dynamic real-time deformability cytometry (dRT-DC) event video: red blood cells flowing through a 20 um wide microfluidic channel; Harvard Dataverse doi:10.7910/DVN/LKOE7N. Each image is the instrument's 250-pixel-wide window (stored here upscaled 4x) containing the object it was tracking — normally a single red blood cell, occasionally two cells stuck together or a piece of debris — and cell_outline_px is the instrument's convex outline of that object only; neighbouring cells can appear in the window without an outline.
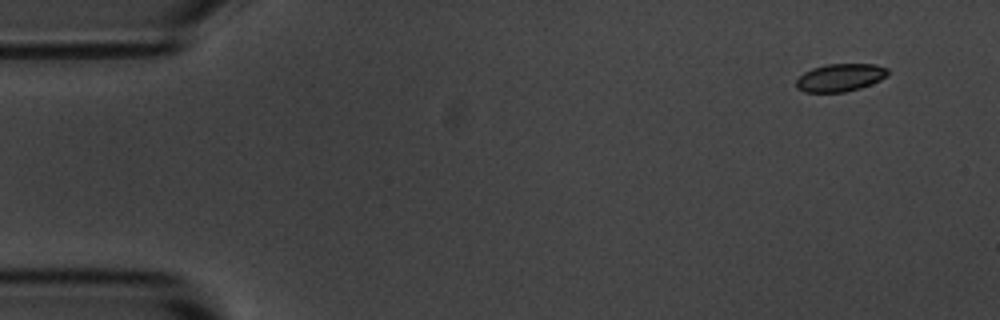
{"species": "common noctule bat (a hibernating species)", "species_latin": "Nyctalus noctula", "temperature_condition": "room temperature", "stored_images_in_passage": 4, "camera_frame_rate_fps": 3000, "um_per_image_px": 0.085, "animal": {"sex": "male", "body_mass_g": 20.1, "forearm_length_mm": 53.5}, "frame": {"image": 1, "passage_image": 1, "time_ms": 0.0, "image_size_px": [1000, 320], "cell_outline_px": [[888, 76], [872, 84], [860, 88], [844, 92], [804, 92], [796, 88], [796, 80], [804, 72], [812, 68], [824, 64], [876, 64], [888, 68]], "centroid_in_image_um": [71.42, 6.59], "position_along_channel_um": 13.6, "area_um2": 14.97}}